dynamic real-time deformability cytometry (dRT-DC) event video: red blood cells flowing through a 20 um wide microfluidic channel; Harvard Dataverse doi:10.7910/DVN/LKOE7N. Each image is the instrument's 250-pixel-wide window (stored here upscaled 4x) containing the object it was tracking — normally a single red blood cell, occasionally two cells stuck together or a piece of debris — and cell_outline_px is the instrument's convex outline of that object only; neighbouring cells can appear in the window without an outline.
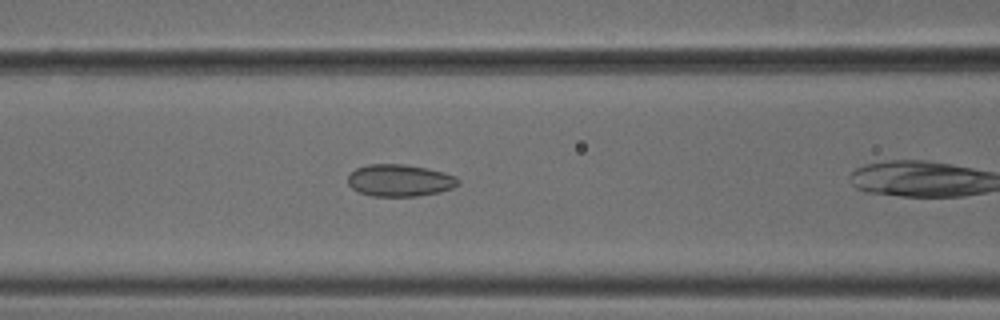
{"species": "common noctule bat (a hibernating species)", "species_latin": "Nyctalus noctula", "temperature_condition": "cold", "stored_images_in_passage": 13, "camera_frame_rate_fps": 3000, "um_per_image_px": 0.085, "animal": {"sex": "male", "body_mass_g": 18.8}, "frame": {"image": 1, "passage_image": 6, "time_ms": 1.667, "image_size_px": [1000, 320], "cell_outline_px": [[460, 184], [452, 188], [440, 192], [416, 196], [372, 196], [360, 192], [352, 188], [348, 184], [348, 176], [356, 168], [368, 164], [404, 164], [428, 168], [444, 172], [456, 176], [460, 180]], "centroid_in_image_um": [34.01, 15.33], "position_along_channel_um": 132.6, "area_um2": 20.69}}
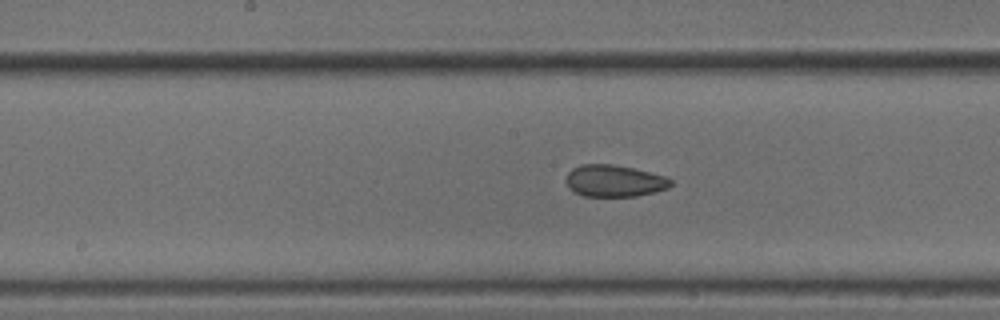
{"frame": {"image": 2, "passage_image": 11, "time_ms": 3.333, "image_size_px": [1000, 320], "cell_outline_px": [[672, 184], [668, 188], [636, 196], [584, 196], [576, 192], [568, 184], [568, 172], [572, 168], [580, 164], [612, 164], [632, 168], [664, 176], [672, 180]], "centroid_in_image_um": [52.23, 15.36], "position_along_channel_um": 196.0, "area_um2": 19.02}}